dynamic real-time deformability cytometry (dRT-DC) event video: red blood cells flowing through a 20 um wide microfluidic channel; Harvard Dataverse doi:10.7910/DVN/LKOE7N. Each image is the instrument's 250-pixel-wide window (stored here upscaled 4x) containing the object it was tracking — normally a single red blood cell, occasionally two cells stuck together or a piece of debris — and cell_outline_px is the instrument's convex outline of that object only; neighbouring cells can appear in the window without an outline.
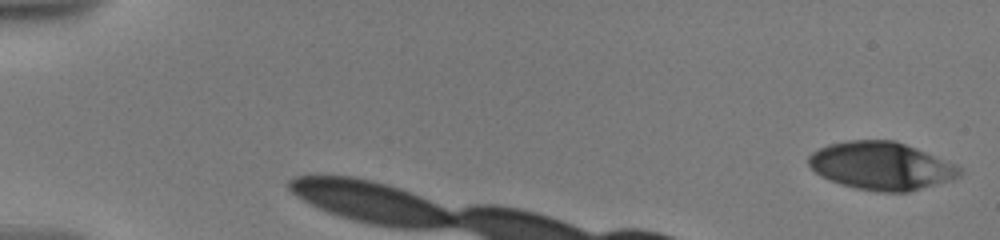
{"species": "human", "species_latin": "Homo sapiens", "temperature_condition": "warm", "stored_images_in_passage": 5, "camera_frame_rate_fps": 3000, "um_per_image_px": 0.085, "donor": {"sex": "male"}, "frame": {"image": 1, "passage_image": 1, "time_ms": 0.0, "image_size_px": [1000, 240], "cell_outline_px": [[964, 172], [960, 176], [952, 180], [908, 192], [876, 192], [856, 188], [840, 184], [828, 180], [820, 176], [808, 164], [808, 156], [812, 152], [828, 144], [848, 140], [892, 140], [916, 148], [956, 164], [964, 168]], "centroid_in_image_um": [74.93, 14.11], "position_along_channel_um": 10.1, "area_um2": 42.37}}